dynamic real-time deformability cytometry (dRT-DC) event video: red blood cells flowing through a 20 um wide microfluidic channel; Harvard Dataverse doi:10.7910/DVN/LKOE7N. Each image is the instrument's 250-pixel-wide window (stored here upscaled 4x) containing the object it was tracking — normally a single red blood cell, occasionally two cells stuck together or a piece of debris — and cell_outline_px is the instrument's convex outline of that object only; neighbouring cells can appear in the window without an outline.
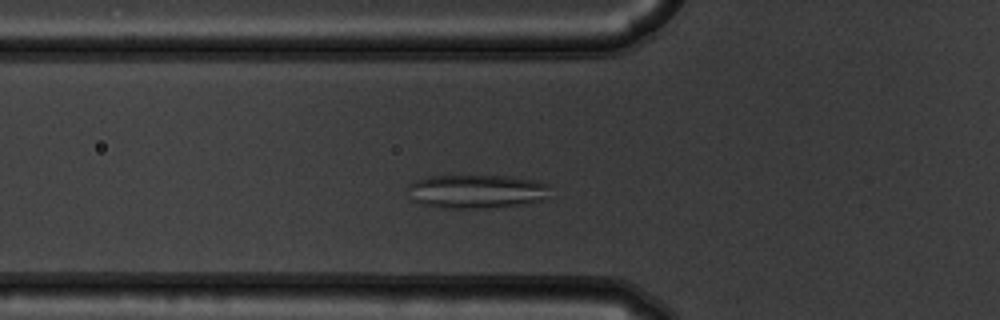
{"species": "common noctule bat (a hibernating species)", "species_latin": "Nyctalus noctula", "temperature_condition": "warm", "stored_images_in_passage": 46, "camera_frame_rate_fps": 3000, "um_per_image_px": 0.085, "animal": {"sex": "male", "body_mass_g": 19.5, "forearm_length_mm": 54.6}, "frame": {"image": 1, "passage_image": 11, "time_ms": 3.333, "image_size_px": [1000, 320], "cell_outline_px": [[552, 184], [548, 200], [516, 204], [480, 208], [440, 208], [424, 204], [416, 200], [408, 184], [416, 180], [428, 176], [508, 176], [532, 180]], "centroid_in_image_um": [40.62, 16.26], "position_along_channel_um": 85.2, "area_um2": 27.69}}
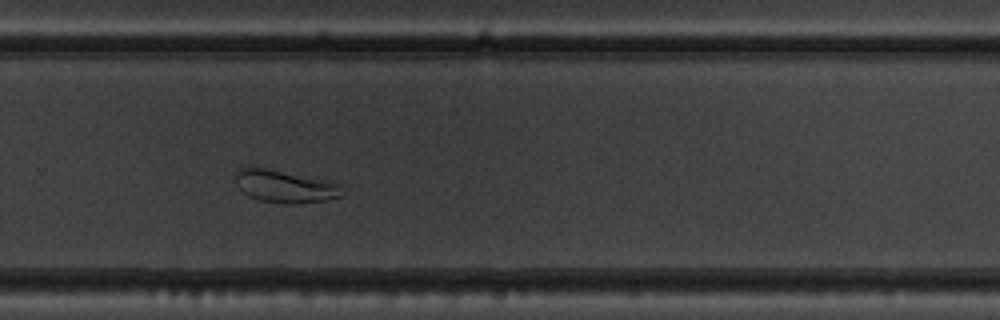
{"frame": {"image": 2, "passage_image": 29, "time_ms": 9.333, "image_size_px": [1000, 320], "cell_outline_px": [[344, 196], [328, 200], [300, 204], [284, 204], [256, 200], [240, 192], [236, 180], [236, 172], [244, 164], [332, 180], [344, 184]], "centroid_in_image_um": [24.27, 15.83], "position_along_channel_um": 305.5, "area_um2": 21.39}}
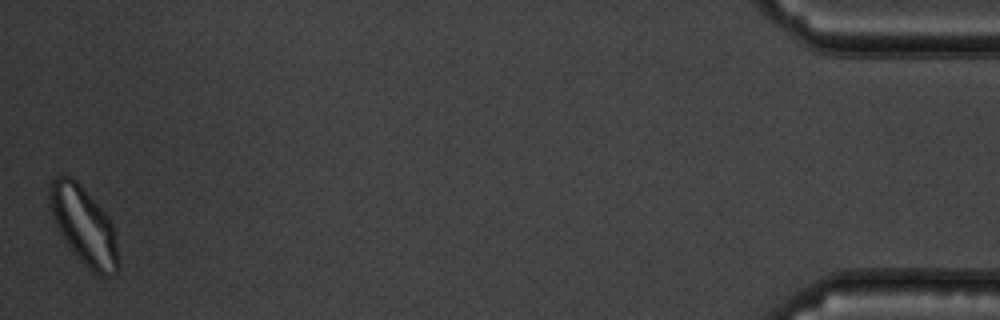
{"frame": {"image": 3, "passage_image": 46, "time_ms": 15.0, "image_size_px": [1000, 320], "cell_outline_px": [[120, 268], [112, 276], [100, 276], [92, 272], [76, 256], [64, 240], [56, 224], [52, 212], [48, 196], [48, 192], [52, 180], [56, 176], [72, 176], [80, 184], [108, 216], [112, 224], [116, 240]], "centroid_in_image_um": [7.15, 19.21], "position_along_channel_um": 428.1, "area_um2": 30.98}}